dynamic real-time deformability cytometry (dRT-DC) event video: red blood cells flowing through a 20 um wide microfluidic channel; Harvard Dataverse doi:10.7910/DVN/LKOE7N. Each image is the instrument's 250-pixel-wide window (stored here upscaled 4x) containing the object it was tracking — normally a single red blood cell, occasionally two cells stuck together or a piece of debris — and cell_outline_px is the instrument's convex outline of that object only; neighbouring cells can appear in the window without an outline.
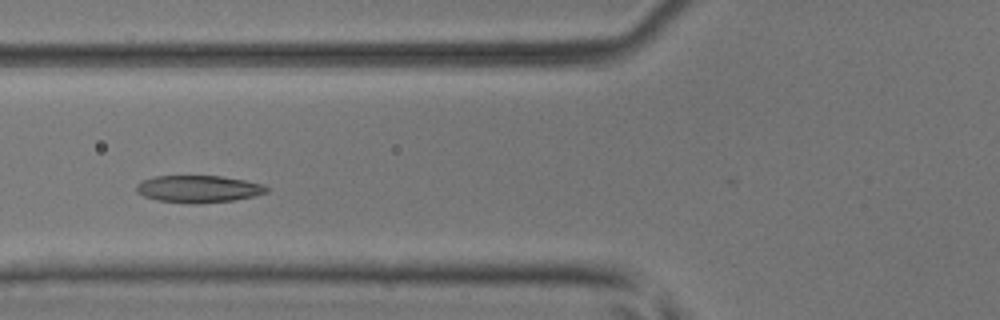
{"species": "common noctule bat (a hibernating species)", "species_latin": "Nyctalus noctula", "temperature_condition": "room temperature", "stored_images_in_passage": 5, "camera_frame_rate_fps": 3000, "um_per_image_px": 0.085, "animal": {"sex": "male", "body_mass_g": 17.9, "forearm_length_mm": 54.2}, "frame": {"image": 1, "passage_image": 4, "time_ms": 1.0, "image_size_px": [1000, 320], "cell_outline_px": [[272, 188], [268, 192], [236, 200], [192, 204], [156, 200], [144, 196], [136, 192], [136, 184], [144, 180], [156, 176], [220, 176], [244, 180], [264, 184]], "centroid_in_image_um": [16.9, 16.06], "position_along_channel_um": 108.9, "area_um2": 20.69}}
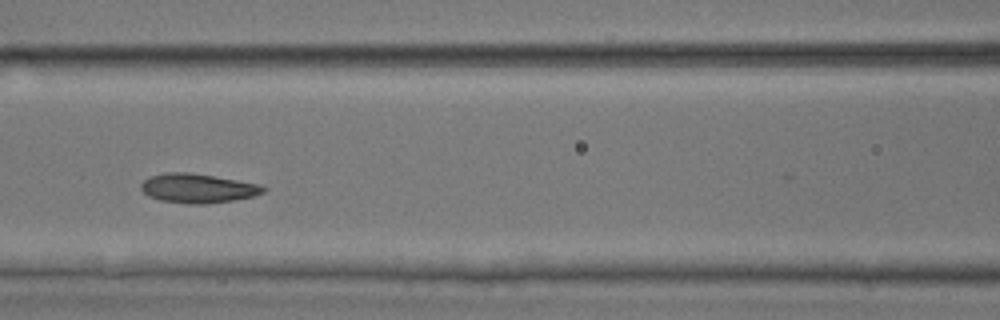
{"frame": {"image": 2, "passage_image": 5, "time_ms": 1.333, "image_size_px": [1000, 320], "cell_outline_px": [[268, 188], [264, 192], [252, 196], [232, 200], [204, 204], [188, 204], [160, 200], [148, 196], [140, 188], [140, 184], [144, 180], [152, 176], [164, 172], [188, 172], [260, 184]], "centroid_in_image_um": [16.79, 16.0], "position_along_channel_um": 149.8, "area_um2": 20.69}}